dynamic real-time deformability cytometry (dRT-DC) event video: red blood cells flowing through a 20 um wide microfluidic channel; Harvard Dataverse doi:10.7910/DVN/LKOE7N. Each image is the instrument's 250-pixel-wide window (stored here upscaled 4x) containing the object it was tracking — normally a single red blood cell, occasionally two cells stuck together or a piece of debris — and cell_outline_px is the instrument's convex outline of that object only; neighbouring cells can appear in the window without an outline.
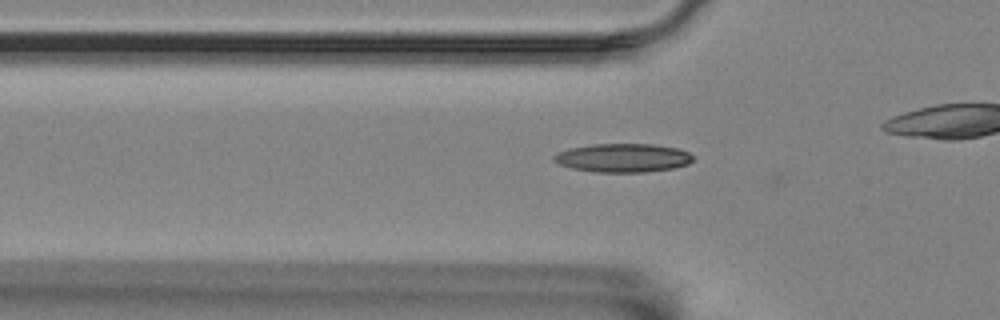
{"species": "Egyptian fruit bat (a non-hibernating species)", "species_latin": "Rousettus aegyptiacus", "temperature_condition": "room temperature", "stored_images_in_passage": 37, "camera_frame_rate_fps": 3000, "um_per_image_px": 0.085, "animal": {"sex": "female"}, "frame": {"image": 1, "passage_image": 10, "time_ms": 3.0, "image_size_px": [1000, 320], "cell_outline_px": [[692, 160], [688, 164], [672, 168], [644, 172], [596, 172], [572, 168], [560, 164], [552, 160], [552, 156], [556, 152], [568, 148], [592, 144], [656, 144], [676, 148], [688, 152], [692, 156]], "centroid_in_image_um": [52.9, 13.41], "position_along_channel_um": 72.9, "area_um2": 23.24}}
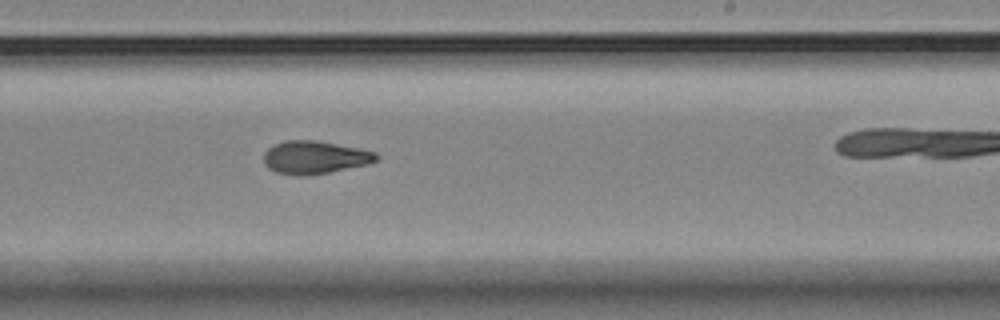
{"frame": {"image": 2, "passage_image": 26, "time_ms": 8.333, "image_size_px": [1000, 320], "cell_outline_px": [[380, 156], [376, 160], [368, 164], [328, 172], [304, 176], [292, 176], [276, 172], [268, 168], [264, 164], [264, 152], [268, 148], [284, 140], [316, 140], [376, 152]], "centroid_in_image_um": [26.71, 13.38], "position_along_channel_um": 262.3, "area_um2": 21.56}}
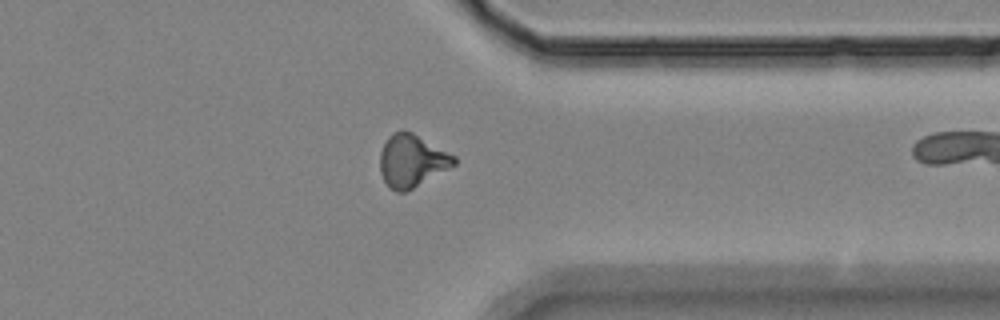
{"frame": {"image": 3, "passage_image": 36, "time_ms": 11.667, "image_size_px": [1000, 320], "cell_outline_px": [[456, 164], [412, 188], [404, 192], [396, 192], [388, 188], [380, 172], [380, 152], [388, 136], [400, 128], [404, 128], [412, 132], [456, 156]], "centroid_in_image_um": [34.97, 13.64], "position_along_channel_um": 376.4, "area_um2": 22.66}}